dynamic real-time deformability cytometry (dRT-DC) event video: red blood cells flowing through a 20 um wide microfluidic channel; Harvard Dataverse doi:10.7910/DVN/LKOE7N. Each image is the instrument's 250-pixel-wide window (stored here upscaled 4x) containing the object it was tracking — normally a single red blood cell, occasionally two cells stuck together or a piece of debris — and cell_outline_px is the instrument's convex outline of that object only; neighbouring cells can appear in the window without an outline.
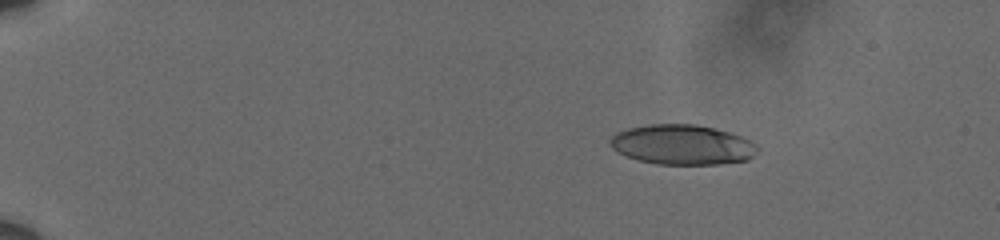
{"species": "human", "species_latin": "Homo sapiens", "temperature_condition": "cold", "stored_images_in_passage": 50, "camera_frame_rate_fps": 3000, "um_per_image_px": 0.085, "donor": {"sex": "male"}, "frame": {"image": 1, "passage_image": 1, "time_ms": 0.0, "image_size_px": [1000, 240], "cell_outline_px": [[760, 148], [748, 160], [716, 164], [656, 164], [640, 160], [628, 156], [612, 148], [608, 140], [616, 132], [628, 128], [648, 124], [696, 124], [728, 132], [752, 140]], "centroid_in_image_um": [58.0, 12.29], "position_along_channel_um": 27.0, "area_um2": 34.22}}
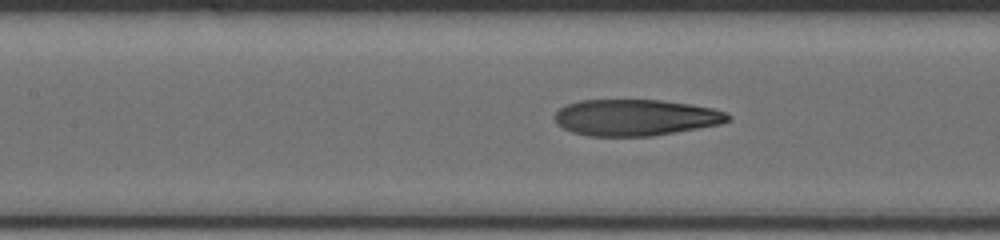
{"frame": {"image": 2, "passage_image": 21, "time_ms": 6.667, "image_size_px": [1000, 240], "cell_outline_px": [[732, 120], [720, 124], [676, 132], [652, 136], [588, 136], [572, 132], [556, 124], [552, 116], [560, 108], [568, 104], [580, 100], [660, 100], [688, 104], [712, 108], [728, 112], [732, 116]], "centroid_in_image_um": [54.02, 9.99], "position_along_channel_um": 153.4, "area_um2": 36.88}}
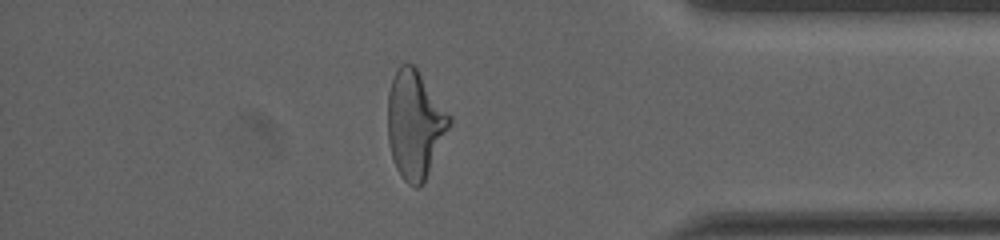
{"frame": {"image": 3, "passage_image": 43, "time_ms": 14.0, "image_size_px": [1000, 240], "cell_outline_px": [[452, 120], [424, 184], [416, 188], [408, 184], [400, 176], [396, 168], [392, 156], [388, 140], [388, 92], [392, 80], [400, 64], [412, 64], [416, 68], [452, 116]], "centroid_in_image_um": [35.27, 10.6], "position_along_channel_um": 399.9, "area_um2": 38.55}, "authors_computed_cell_mechanics": {"area_um2": 37.4833, "velocity_mm_per_s": 3.6292, "shape_relaxation_time_tau1_ms": 7.8226, "shape_relaxation_time_tau2_ms": 1.7423, "deformation_change_tau1": 0.2527, "deformation_change_tau2": 0.1062}}